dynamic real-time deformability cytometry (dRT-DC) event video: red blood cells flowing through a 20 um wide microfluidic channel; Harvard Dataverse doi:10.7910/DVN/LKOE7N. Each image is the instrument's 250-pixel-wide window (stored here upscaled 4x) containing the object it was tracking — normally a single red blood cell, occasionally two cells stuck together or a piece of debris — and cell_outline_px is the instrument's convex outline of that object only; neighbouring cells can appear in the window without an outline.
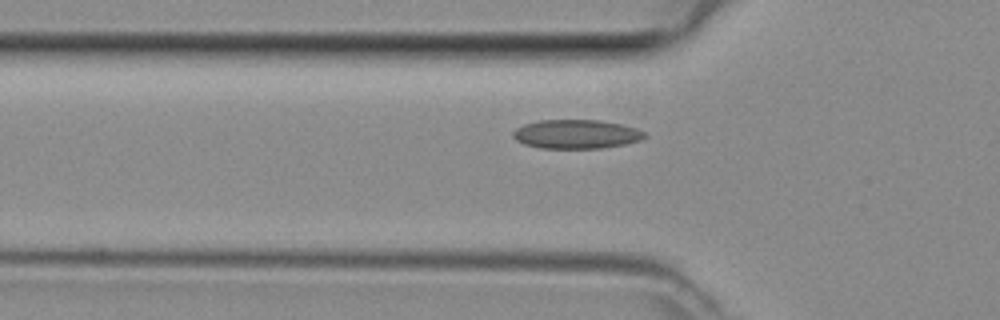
{"species": "common noctule bat (a hibernating species)", "species_latin": "Nyctalus noctula", "temperature_condition": "room temperature", "stored_images_in_passage": 42, "camera_frame_rate_fps": 3000, "um_per_image_px": 0.085, "animal": {"sex": "female", "body_mass_g": 29.2, "forearm_length_mm": 56.3}, "frame": {"image": 1, "passage_image": 16, "time_ms": 5.0, "image_size_px": [1000, 320], "cell_outline_px": [[648, 136], [640, 140], [624, 144], [600, 148], [540, 148], [524, 144], [516, 140], [512, 136], [512, 132], [516, 128], [524, 124], [540, 120], [600, 120], [620, 124], [636, 128], [648, 132]], "centroid_in_image_um": [48.99, 11.4], "position_along_channel_um": 76.8, "area_um2": 22.31}}
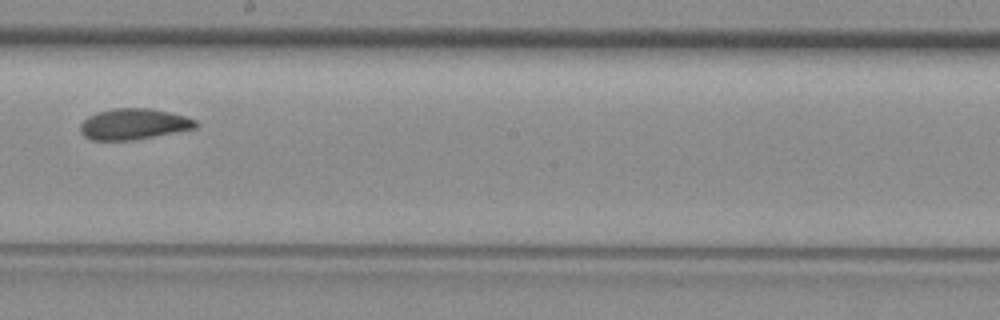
{"frame": {"image": 2, "passage_image": 27, "time_ms": 8.667, "image_size_px": [1000, 320], "cell_outline_px": [[196, 128], [132, 140], [92, 140], [84, 136], [80, 132], [80, 124], [88, 116], [96, 112], [112, 108], [152, 108], [184, 116], [196, 120]], "centroid_in_image_um": [11.31, 10.54], "position_along_channel_um": 236.9, "area_um2": 20.69}}
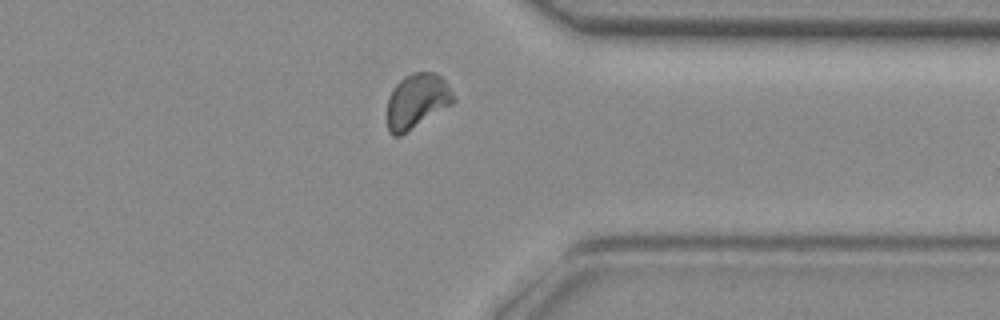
{"frame": {"image": 3, "passage_image": 37, "time_ms": 12.0, "image_size_px": [1000, 320], "cell_outline_px": [[456, 100], [452, 104], [400, 136], [392, 136], [388, 132], [388, 96], [392, 88], [404, 76], [416, 72], [436, 72], [448, 84], [456, 96]], "centroid_in_image_um": [35.45, 8.58], "position_along_channel_um": 376.0, "area_um2": 21.21}}